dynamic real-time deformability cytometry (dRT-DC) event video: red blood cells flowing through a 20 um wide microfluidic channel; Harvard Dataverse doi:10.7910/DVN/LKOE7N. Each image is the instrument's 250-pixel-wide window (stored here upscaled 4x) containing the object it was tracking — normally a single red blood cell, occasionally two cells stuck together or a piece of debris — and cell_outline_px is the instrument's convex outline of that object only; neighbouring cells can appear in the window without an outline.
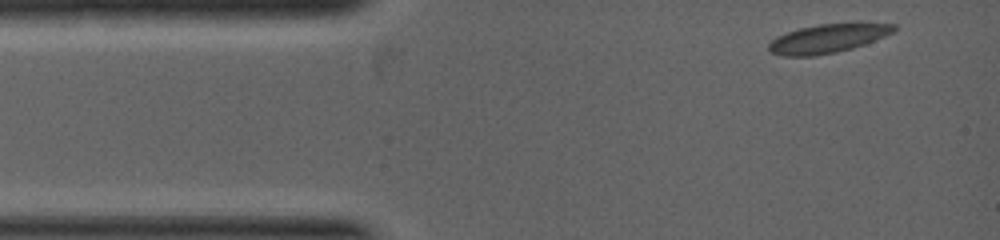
{"species": "common noctule bat (a hibernating species)", "species_latin": "Nyctalus noctula", "temperature_condition": "warm", "stored_images_in_passage": 4, "camera_frame_rate_fps": 5000, "um_per_image_px": 0.085, "animal": {"sex": "female", "body_mass_g": 19.0, "forearm_length_mm": 53.3}, "frame": {"image": 1, "passage_image": 1, "time_ms": 0.0, "image_size_px": [1000, 240], "cell_outline_px": [[896, 28], [892, 32], [884, 36], [864, 44], [852, 48], [836, 52], [812, 56], [780, 56], [772, 52], [768, 48], [768, 44], [776, 36], [800, 28], [820, 24], [896, 24]], "centroid_in_image_um": [70.29, 3.29], "position_along_channel_um": 14.7, "area_um2": 20.46}}
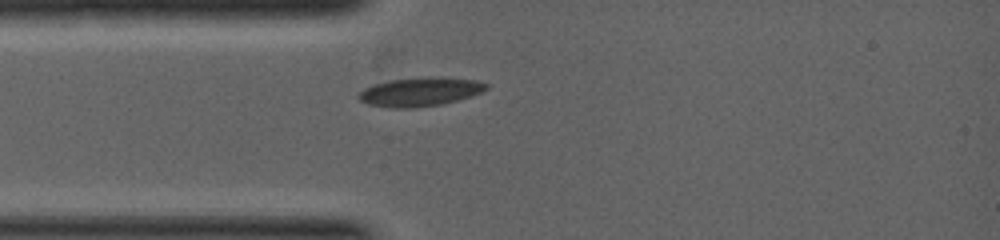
{"frame": {"image": 2, "passage_image": 3, "time_ms": 1.2, "image_size_px": [1000, 240], "cell_outline_px": [[488, 88], [484, 92], [472, 96], [440, 104], [412, 108], [388, 108], [368, 104], [360, 100], [356, 96], [364, 88], [372, 84], [392, 80], [476, 80], [488, 84]], "centroid_in_image_um": [35.63, 7.87], "position_along_channel_um": 49.4, "area_um2": 20.29}}